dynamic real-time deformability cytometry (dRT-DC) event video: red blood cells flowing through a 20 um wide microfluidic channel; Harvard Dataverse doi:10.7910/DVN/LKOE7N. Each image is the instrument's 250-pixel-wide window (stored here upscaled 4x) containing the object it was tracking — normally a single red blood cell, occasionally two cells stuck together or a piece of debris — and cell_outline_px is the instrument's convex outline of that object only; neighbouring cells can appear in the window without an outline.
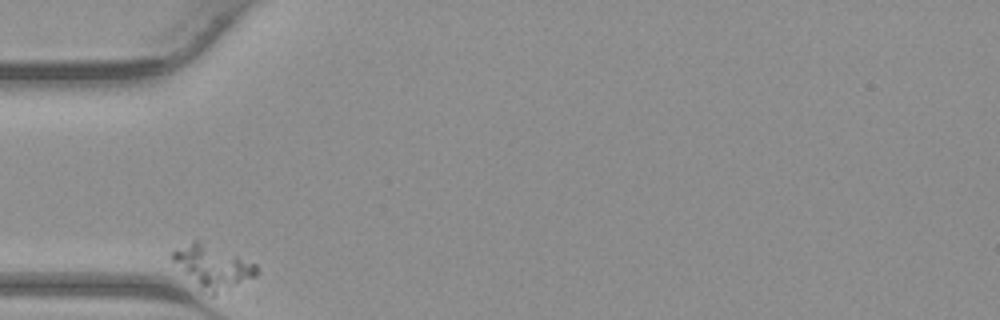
{"species": "common noctule bat (a hibernating species)", "species_latin": "Nyctalus noctula", "temperature_condition": "warm", "stored_images_in_passage": 25, "camera_frame_rate_fps": 3000, "um_per_image_px": 0.085, "animal": {"sex": "male", "body_mass_g": 23.1, "forearm_length_mm": 52.7}, "frame": {"image": 1, "passage_image": 1, "time_ms": 0.0, "image_size_px": [1000, 320], "cell_outline_px": [[256, 276], [212, 296], [200, 292], [172, 260], [172, 252], [192, 240], [196, 240], [256, 264]], "centroid_in_image_um": [18.02, 22.73], "position_along_channel_um": 67.0, "area_um2": 20.52}}
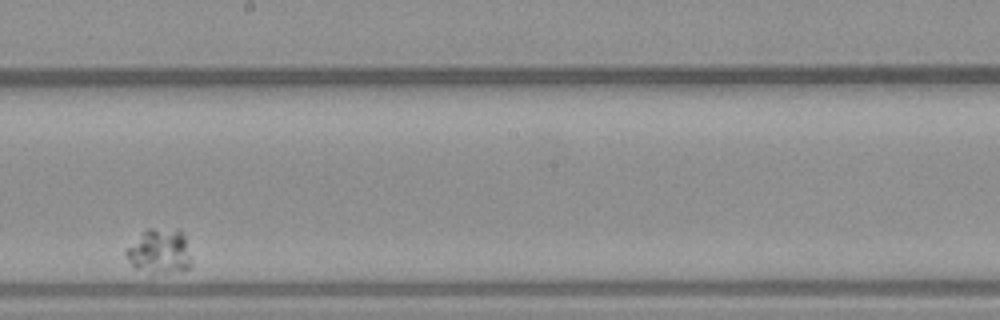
{"frame": {"image": 2, "passage_image": 15, "time_ms": 4.667, "image_size_px": [1000, 320], "cell_outline_px": [[192, 264], [184, 272], [152, 272], [136, 268], [124, 256], [124, 252], [148, 228], [152, 228], [180, 232], [184, 236]], "centroid_in_image_um": [13.57, 21.4], "position_along_channel_um": 234.6, "area_um2": 16.36}}
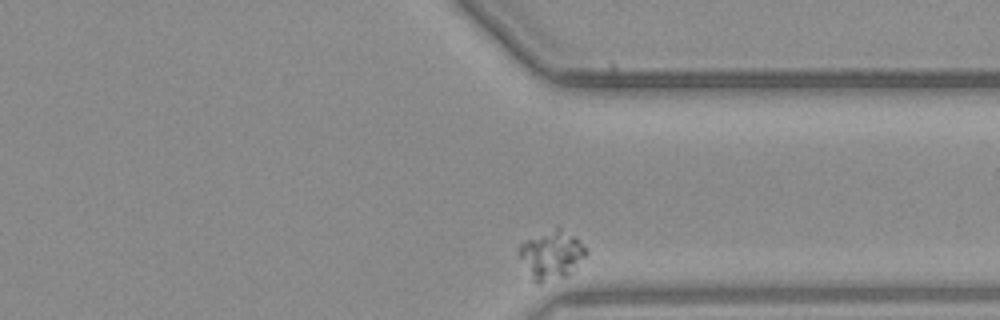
{"frame": {"image": 3, "passage_image": 25, "time_ms": 8.0, "image_size_px": [1000, 320], "cell_outline_px": [[588, 252], [564, 276], [540, 284], [536, 284], [532, 280], [516, 252], [520, 244], [524, 240], [556, 228], [560, 228], [576, 236]], "centroid_in_image_um": [46.8, 21.66], "position_along_channel_um": 364.6, "area_um2": 18.61}}